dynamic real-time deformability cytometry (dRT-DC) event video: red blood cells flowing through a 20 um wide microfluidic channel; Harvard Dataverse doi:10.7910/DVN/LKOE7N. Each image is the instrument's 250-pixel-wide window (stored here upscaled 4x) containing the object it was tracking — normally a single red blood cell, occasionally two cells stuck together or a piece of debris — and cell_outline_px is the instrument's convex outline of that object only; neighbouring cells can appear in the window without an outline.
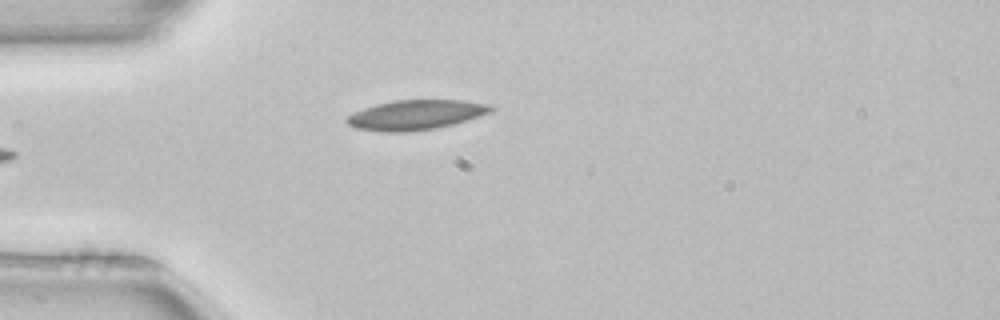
{"species": "common noctule bat (a hibernating species)", "species_latin": "Nyctalus noctula", "temperature_condition": "room temperature", "stored_images_in_passage": 3, "camera_frame_rate_fps": 3000, "um_per_image_px": 0.085, "animal": {"sex": "female", "body_mass_g": 22.7, "forearm_length_mm": 54.2}, "frame": {"image": 1, "passage_image": 3, "time_ms": 0.667, "image_size_px": [1000, 320], "cell_outline_px": [[496, 108], [488, 112], [452, 124], [436, 128], [408, 132], [380, 132], [356, 128], [348, 124], [344, 120], [352, 112], [376, 104], [392, 100], [464, 100], [488, 104]], "centroid_in_image_um": [35.26, 9.76], "position_along_channel_um": 49.7, "area_um2": 24.91}}